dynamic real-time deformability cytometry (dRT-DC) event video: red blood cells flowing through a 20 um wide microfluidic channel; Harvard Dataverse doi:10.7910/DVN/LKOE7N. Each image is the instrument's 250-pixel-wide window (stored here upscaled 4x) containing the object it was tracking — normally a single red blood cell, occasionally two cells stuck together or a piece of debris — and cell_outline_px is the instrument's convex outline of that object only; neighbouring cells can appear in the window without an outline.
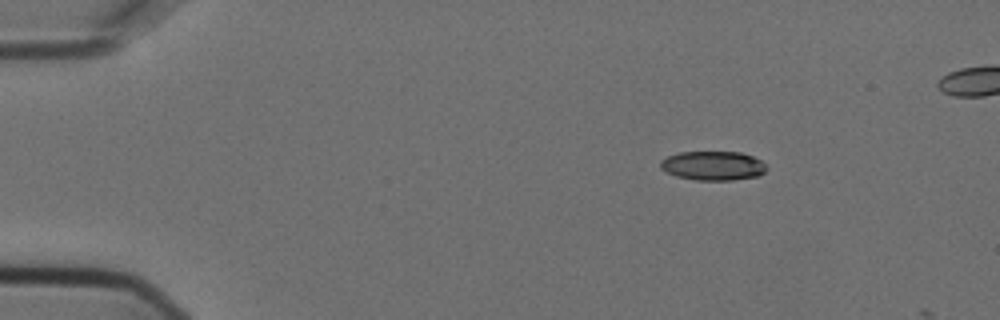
{"species": "Egyptian fruit bat (a non-hibernating species)", "species_latin": "Rousettus aegyptiacus", "temperature_condition": "cold", "stored_images_in_passage": 2, "camera_frame_rate_fps": 3000, "um_per_image_px": 0.085, "animal": {"sex": "female"}, "frame": {"image": 1, "passage_image": 1, "time_ms": 0.0, "image_size_px": [1000, 320], "cell_outline_px": [[768, 168], [760, 176], [732, 180], [696, 180], [676, 176], [660, 168], [660, 160], [668, 156], [680, 152], [740, 152], [752, 156], [760, 160]], "centroid_in_image_um": [60.61, 14.09], "position_along_channel_um": 24.4, "area_um2": 18.03}}